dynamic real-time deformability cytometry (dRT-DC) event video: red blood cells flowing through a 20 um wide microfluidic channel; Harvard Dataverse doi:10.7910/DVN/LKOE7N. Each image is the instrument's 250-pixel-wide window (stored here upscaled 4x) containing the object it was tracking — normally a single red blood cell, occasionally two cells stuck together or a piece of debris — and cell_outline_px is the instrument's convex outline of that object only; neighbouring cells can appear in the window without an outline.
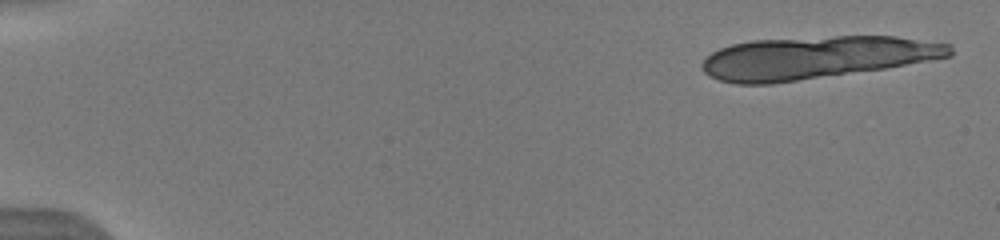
{"species": "human", "species_latin": "Homo sapiens", "temperature_condition": "warm", "stored_images_in_passage": 8, "camera_frame_rate_fps": 3000, "um_per_image_px": 0.085, "donor": {"sex": "male"}, "frame": {"image": 1, "passage_image": 1, "time_ms": 0.0, "image_size_px": [1000, 240], "cell_outline_px": [[952, 56], [884, 68], [772, 84], [736, 84], [720, 80], [708, 76], [700, 68], [700, 64], [712, 52], [720, 48], [732, 44], [752, 40], [832, 36], [896, 36], [952, 44]], "centroid_in_image_um": [69.33, 4.89], "position_along_channel_um": 15.7, "area_um2": 61.44}}